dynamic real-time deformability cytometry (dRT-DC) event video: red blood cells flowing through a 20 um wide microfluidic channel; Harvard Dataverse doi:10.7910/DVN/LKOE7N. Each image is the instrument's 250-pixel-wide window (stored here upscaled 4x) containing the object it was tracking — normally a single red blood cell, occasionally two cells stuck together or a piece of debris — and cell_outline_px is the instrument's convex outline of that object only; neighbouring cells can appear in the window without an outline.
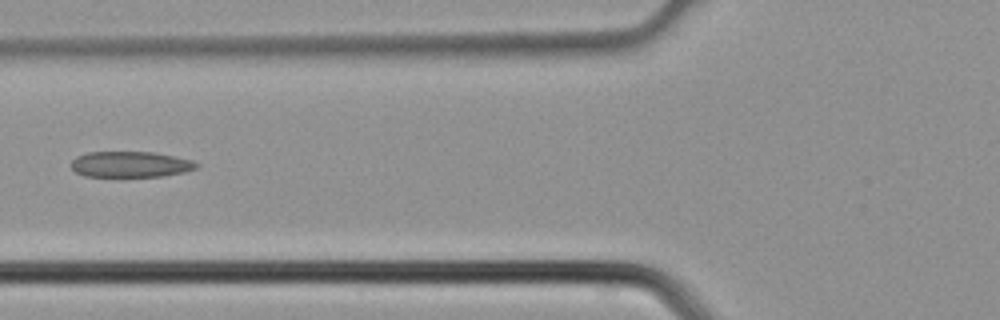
{"species": "common noctule bat (a hibernating species)", "species_latin": "Nyctalus noctula", "temperature_condition": "cold", "stored_images_in_passage": 5, "camera_frame_rate_fps": 3000, "um_per_image_px": 0.085, "animal": {"sex": "male", "body_mass_g": 21.5, "forearm_length_mm": 52.0}, "frame": {"image": 1, "passage_image": 4, "time_ms": 1.0, "image_size_px": [1000, 320], "cell_outline_px": [[200, 168], [184, 172], [164, 176], [84, 176], [76, 172], [72, 168], [72, 160], [76, 156], [88, 152], [152, 152], [192, 160], [200, 164]], "centroid_in_image_um": [11.12, 13.97], "position_along_channel_um": 114.7, "area_um2": 18.84}}